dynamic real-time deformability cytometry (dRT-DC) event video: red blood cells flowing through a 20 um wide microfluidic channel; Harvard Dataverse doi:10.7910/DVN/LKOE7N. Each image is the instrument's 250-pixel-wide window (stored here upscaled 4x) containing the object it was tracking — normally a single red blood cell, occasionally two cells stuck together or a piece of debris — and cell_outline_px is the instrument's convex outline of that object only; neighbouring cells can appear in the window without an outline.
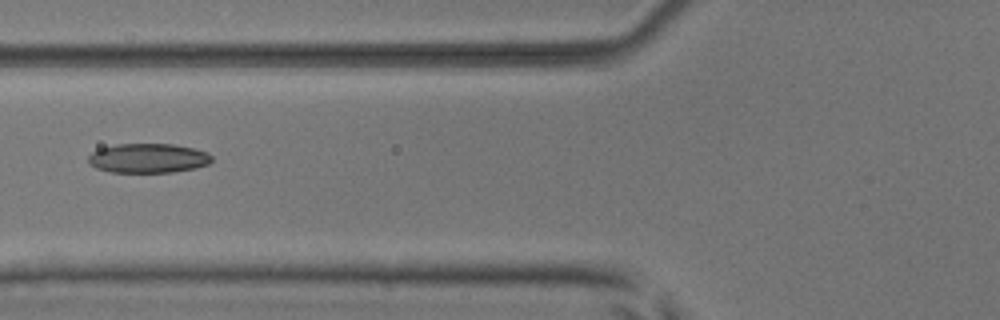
{"species": "common noctule bat (a hibernating species)", "species_latin": "Nyctalus noctula", "temperature_condition": "room temperature", "stored_images_in_passage": 6, "camera_frame_rate_fps": 3000, "um_per_image_px": 0.085, "animal": {"sex": "male", "body_mass_g": 17.9, "forearm_length_mm": 54.2}, "frame": {"image": 1, "passage_image": 6, "time_ms": 1.667, "image_size_px": [1000, 320], "cell_outline_px": [[212, 160], [208, 164], [196, 168], [172, 172], [112, 172], [96, 168], [88, 164], [88, 156], [92, 152], [100, 148], [116, 144], [172, 144], [192, 148], [208, 152], [212, 156]], "centroid_in_image_um": [12.58, 13.44], "position_along_channel_um": 113.2, "area_um2": 21.21}}